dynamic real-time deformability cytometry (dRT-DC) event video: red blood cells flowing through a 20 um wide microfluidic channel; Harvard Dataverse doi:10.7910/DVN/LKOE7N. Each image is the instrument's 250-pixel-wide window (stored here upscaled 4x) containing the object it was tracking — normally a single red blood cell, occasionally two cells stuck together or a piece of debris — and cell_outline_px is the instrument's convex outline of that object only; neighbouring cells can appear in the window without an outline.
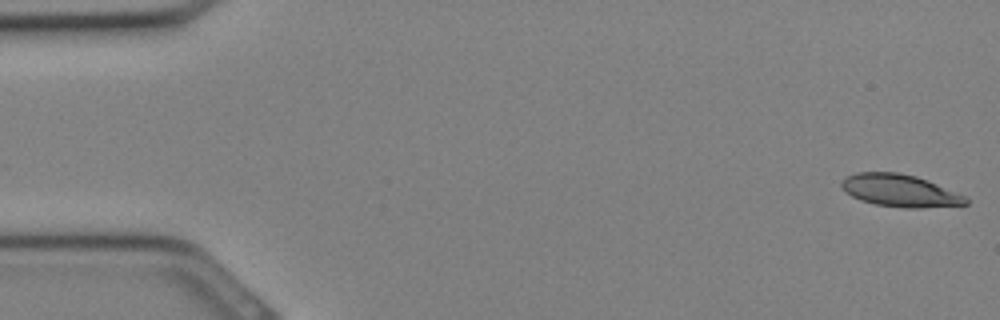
{"species": "Egyptian fruit bat (a non-hibernating species)", "species_latin": "Rousettus aegyptiacus", "temperature_condition": "cold", "stored_images_in_passage": 8, "camera_frame_rate_fps": 3000, "um_per_image_px": 0.085, "animal": {"sex": "female"}, "frame": {"image": 1, "passage_image": 1, "time_ms": 0.0, "image_size_px": [1000, 320], "cell_outline_px": [[968, 204], [924, 208], [904, 208], [876, 204], [860, 200], [852, 196], [840, 184], [840, 180], [856, 172], [896, 172], [916, 176], [928, 180], [964, 196], [968, 200]], "centroid_in_image_um": [76.49, 16.2], "position_along_channel_um": 8.5, "area_um2": 23.24}}